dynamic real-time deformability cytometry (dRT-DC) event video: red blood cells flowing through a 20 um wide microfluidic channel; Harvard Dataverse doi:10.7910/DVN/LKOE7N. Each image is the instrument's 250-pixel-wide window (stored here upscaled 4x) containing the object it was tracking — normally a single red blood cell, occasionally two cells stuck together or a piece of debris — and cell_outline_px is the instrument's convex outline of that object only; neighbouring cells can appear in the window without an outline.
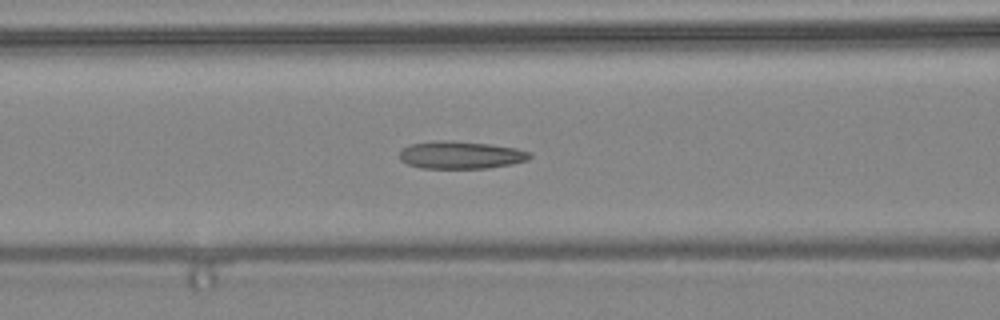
{"species": "common noctule bat (a hibernating species)", "species_latin": "Nyctalus noctula", "temperature_condition": "warm", "stored_images_in_passage": 40, "camera_frame_rate_fps": 3000, "um_per_image_px": 0.085, "animal": {"sex": "female", "body_mass_g": 24.6, "forearm_length_mm": 56.2}, "frame": {"image": 1, "passage_image": 21, "time_ms": 6.667, "image_size_px": [1000, 320], "cell_outline_px": [[532, 156], [528, 160], [512, 164], [488, 168], [420, 168], [408, 164], [400, 160], [400, 148], [408, 144], [436, 140], [452, 140], [488, 144], [516, 148], [528, 152]], "centroid_in_image_um": [39.11, 13.17], "position_along_channel_um": 127.5, "area_um2": 21.1}}
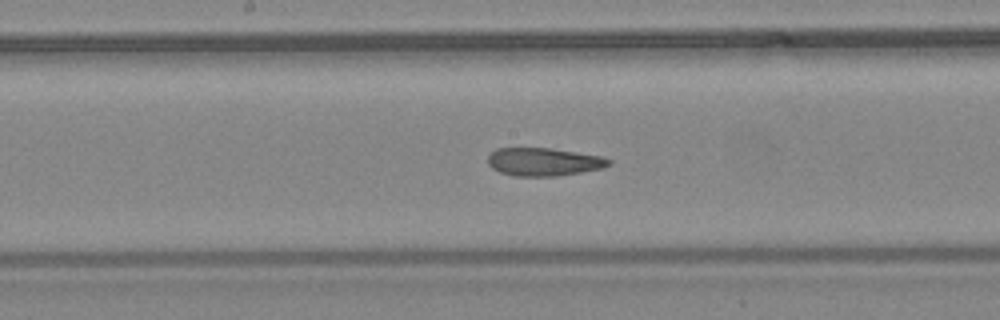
{"frame": {"image": 2, "passage_image": 26, "time_ms": 8.333, "image_size_px": [1000, 320], "cell_outline_px": [[612, 164], [604, 168], [556, 176], [516, 176], [500, 172], [492, 168], [488, 164], [488, 156], [496, 148], [548, 148], [604, 156], [612, 160]], "centroid_in_image_um": [46.25, 13.75], "position_along_channel_um": 202.0, "area_um2": 19.83}}
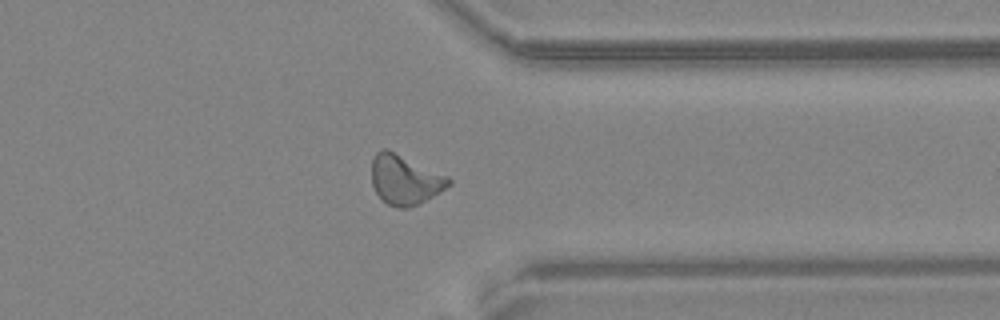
{"frame": {"image": 3, "passage_image": 38, "time_ms": 12.333, "image_size_px": [1000, 320], "cell_outline_px": [[452, 184], [420, 204], [408, 208], [400, 208], [388, 204], [376, 192], [372, 184], [372, 160], [376, 152], [384, 148], [388, 148], [448, 176], [452, 180]], "centroid_in_image_um": [34.43, 15.26], "position_along_channel_um": 377.0, "area_um2": 22.37}}